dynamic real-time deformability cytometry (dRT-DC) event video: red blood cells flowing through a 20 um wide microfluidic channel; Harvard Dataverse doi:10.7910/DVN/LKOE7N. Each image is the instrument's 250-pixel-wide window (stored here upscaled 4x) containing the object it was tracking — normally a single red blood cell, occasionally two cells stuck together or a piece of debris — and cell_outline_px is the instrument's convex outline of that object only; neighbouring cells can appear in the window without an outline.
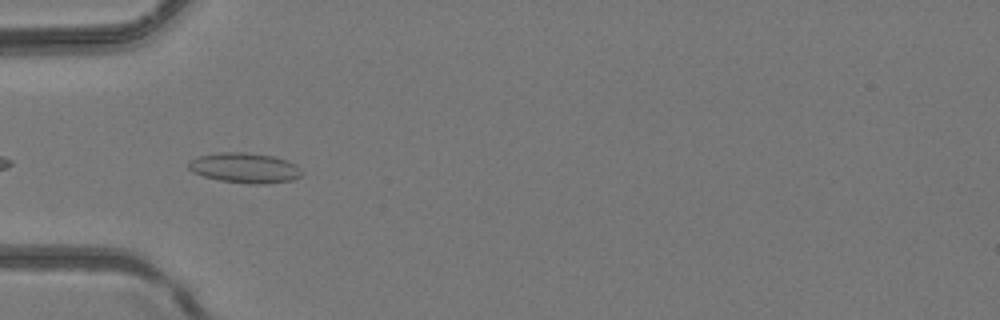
{"species": "common noctule bat (a hibernating species)", "species_latin": "Nyctalus noctula", "temperature_condition": "room temperature", "stored_images_in_passage": 4, "camera_frame_rate_fps": 3000, "um_per_image_px": 0.085, "animal": {"sex": "female", "body_mass_g": 24.6, "forearm_length_mm": 56.2}, "frame": {"image": 1, "passage_image": 4, "time_ms": 1.0, "image_size_px": [1000, 320], "cell_outline_px": [[304, 172], [300, 176], [292, 180], [264, 184], [248, 184], [220, 180], [204, 176], [192, 172], [188, 168], [188, 164], [196, 156], [220, 152], [248, 152], [276, 156], [296, 164]], "centroid_in_image_um": [20.83, 14.26], "position_along_channel_um": 64.2, "area_um2": 20.11}}